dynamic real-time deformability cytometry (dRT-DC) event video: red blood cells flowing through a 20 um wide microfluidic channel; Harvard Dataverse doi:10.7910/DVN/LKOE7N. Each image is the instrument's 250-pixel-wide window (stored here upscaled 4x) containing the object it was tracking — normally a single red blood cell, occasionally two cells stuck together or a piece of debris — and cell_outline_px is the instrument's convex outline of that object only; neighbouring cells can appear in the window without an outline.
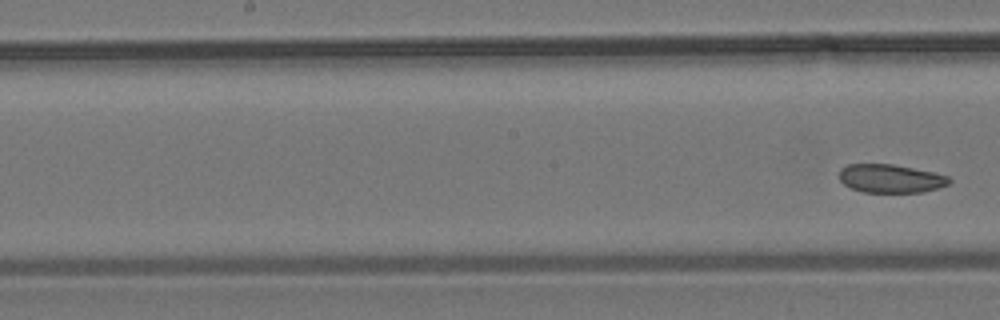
{"species": "common noctule bat (a hibernating species)", "species_latin": "Nyctalus noctula", "temperature_condition": "room temperature", "stored_images_in_passage": 10, "segment_of_instrument_passage": [2, 2], "camera_frame_rate_fps": 3000, "um_per_image_px": 0.085, "animal": {"sex": "male", "body_mass_g": 19.2, "forearm_length_mm": 51.8}, "frame": {"image": 1, "passage_image": 10, "time_ms": 12.0, "image_size_px": [1000, 320], "cell_outline_px": [[952, 180], [948, 184], [924, 192], [864, 192], [852, 188], [844, 184], [840, 180], [840, 168], [848, 164], [892, 164], [932, 172], [948, 176]], "centroid_in_image_um": [75.69, 15.17], "position_along_channel_um": 172.5, "area_um2": 18.03}}